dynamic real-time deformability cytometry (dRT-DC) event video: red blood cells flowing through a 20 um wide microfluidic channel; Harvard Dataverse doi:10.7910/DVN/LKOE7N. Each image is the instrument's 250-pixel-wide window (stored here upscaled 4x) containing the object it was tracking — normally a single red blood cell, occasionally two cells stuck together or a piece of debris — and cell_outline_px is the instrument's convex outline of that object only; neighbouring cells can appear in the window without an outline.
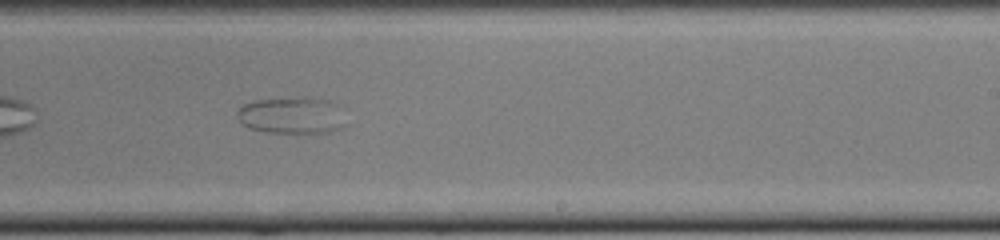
{"species": "common noctule bat (a hibernating species)", "species_latin": "Nyctalus noctula", "temperature_condition": "cold", "stored_images_in_passage": 34, "camera_frame_rate_fps": 3000, "um_per_image_px": 0.085, "animal": {"sex": "female", "body_mass_g": 22.0, "forearm_length_mm": 56.7}, "frame": {"image": 1, "passage_image": 20, "time_ms": 6.333, "image_size_px": [1000, 240], "cell_outline_px": [[344, 124], [340, 128], [332, 132], [264, 132], [248, 128], [236, 116], [236, 112], [244, 104], [256, 100], [328, 100], [336, 104]], "centroid_in_image_um": [24.73, 9.86], "position_along_channel_um": 264.3, "area_um2": 22.02}}